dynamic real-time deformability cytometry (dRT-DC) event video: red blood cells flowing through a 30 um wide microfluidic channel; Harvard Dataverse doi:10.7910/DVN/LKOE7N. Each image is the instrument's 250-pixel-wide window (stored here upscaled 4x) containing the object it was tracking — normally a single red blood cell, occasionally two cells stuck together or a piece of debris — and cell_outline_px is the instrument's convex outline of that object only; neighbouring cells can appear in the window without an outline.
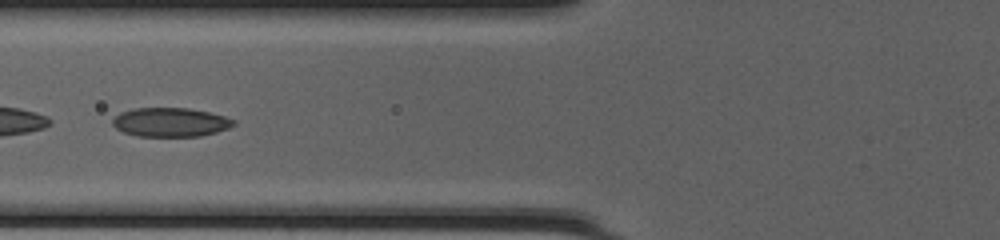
{"species": "common noctule bat (a hibernating species)", "species_latin": "Nyctalus noctula", "temperature_condition": "cold", "stored_images_in_passage": 50, "camera_frame_rate_fps": 3000, "um_per_image_px": 0.085, "animal": {"sex": "female", "body_mass_g": 20.0, "forearm_length_mm": 54.0}, "frame": {"image": 1, "passage_image": 22, "time_ms": 7.0, "image_size_px": [1000, 240], "cell_outline_px": [[236, 124], [228, 128], [216, 132], [200, 136], [136, 136], [124, 132], [116, 128], [112, 124], [112, 120], [120, 112], [136, 108], [188, 108], [208, 112], [224, 116], [236, 120]], "centroid_in_image_um": [14.49, 10.39], "position_along_channel_um": 111.3, "area_um2": 20.4}, "authors_computed_cell_mechanics": {"area_um2": 21.1259, "velocity_mm_per_s": 4.1999, "shape_relaxation_time_tau1_ms": 5.3523, "shape_relaxation_time_tau2_ms": 1.4717, "deformation_change_tau1": 0.1366, "deformation_change_tau2": 0.074}}